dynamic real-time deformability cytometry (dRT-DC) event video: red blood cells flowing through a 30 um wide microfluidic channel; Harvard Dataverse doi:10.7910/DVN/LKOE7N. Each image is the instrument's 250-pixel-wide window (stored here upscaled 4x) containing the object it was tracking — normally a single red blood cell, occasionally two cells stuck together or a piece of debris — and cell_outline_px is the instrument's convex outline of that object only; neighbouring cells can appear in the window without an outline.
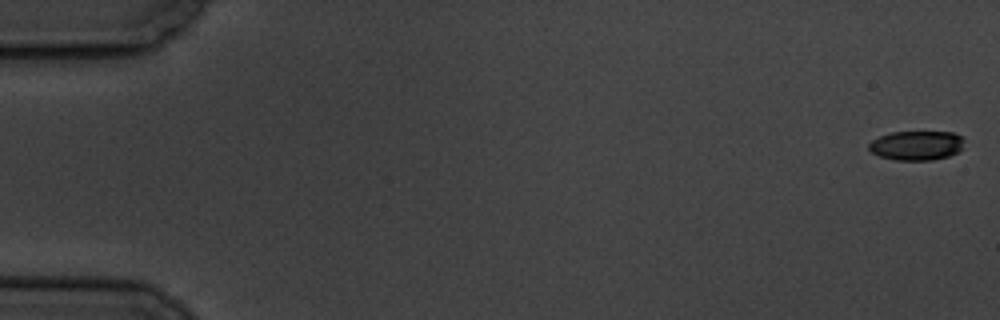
{"species": "common noctule bat (a hibernating species)", "species_latin": "Nyctalus noctula", "temperature_condition": "cold", "stored_images_in_passage": 6, "camera_frame_rate_fps": 3000, "um_per_image_px": 0.085, "animal": {"sex": "male", "body_mass_g": 19.5, "forearm_length_mm": 54.6}, "frame": {"image": 1, "passage_image": 1, "time_ms": 0.0, "image_size_px": [1000, 320], "cell_outline_px": [[964, 140], [960, 148], [956, 152], [948, 156], [932, 160], [896, 160], [880, 156], [872, 152], [868, 148], [868, 144], [872, 140], [880, 136], [892, 132], [952, 132], [960, 136]], "centroid_in_image_um": [77.87, 12.36], "position_along_channel_um": 7.1, "area_um2": 16.13}}
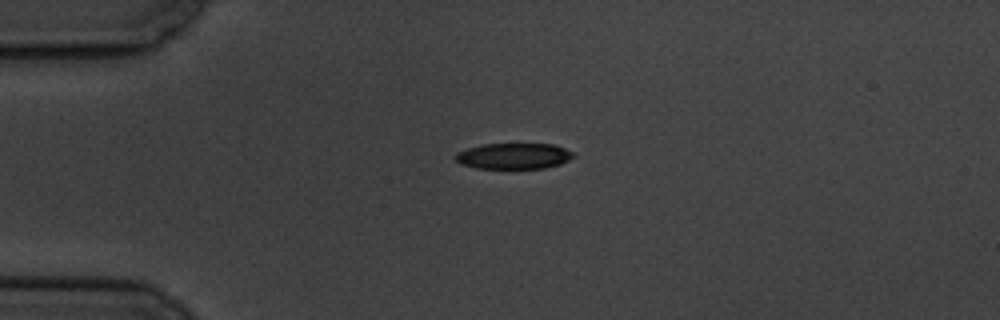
{"frame": {"image": 2, "passage_image": 5, "time_ms": 4.667, "image_size_px": [1000, 320], "cell_outline_px": [[576, 156], [560, 164], [544, 168], [476, 168], [460, 164], [452, 156], [456, 152], [468, 148], [484, 144], [556, 144], [576, 152]], "centroid_in_image_um": [43.69, 13.25], "position_along_channel_um": 41.3, "area_um2": 18.03}}